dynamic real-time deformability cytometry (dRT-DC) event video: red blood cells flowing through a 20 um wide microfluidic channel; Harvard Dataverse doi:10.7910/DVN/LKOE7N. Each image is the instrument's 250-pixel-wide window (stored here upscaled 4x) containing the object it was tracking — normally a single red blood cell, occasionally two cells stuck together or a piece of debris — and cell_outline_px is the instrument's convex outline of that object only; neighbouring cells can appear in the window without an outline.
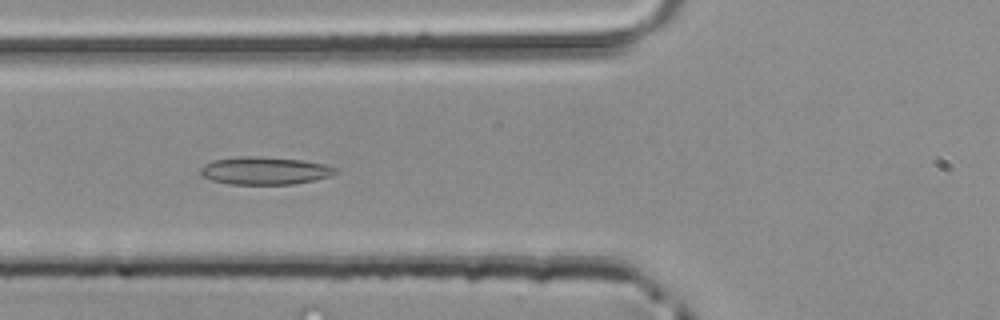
{"species": "common noctule bat (a hibernating species)", "species_latin": "Nyctalus noctula", "temperature_condition": "room temperature", "stored_images_in_passage": 32, "camera_frame_rate_fps": 3000, "um_per_image_px": 0.085, "animal": {"sex": "male", "body_mass_g": 20.4}, "frame": {"image": 1, "passage_image": 3, "time_ms": 0.667, "image_size_px": [1000, 320], "cell_outline_px": [[340, 172], [332, 176], [316, 180], [292, 184], [228, 184], [212, 180], [204, 176], [200, 172], [200, 168], [204, 164], [212, 160], [240, 156], [244, 156], [300, 160], [324, 164], [336, 168]], "centroid_in_image_um": [22.52, 14.52], "position_along_channel_um": 103.3, "area_um2": 21.68}}
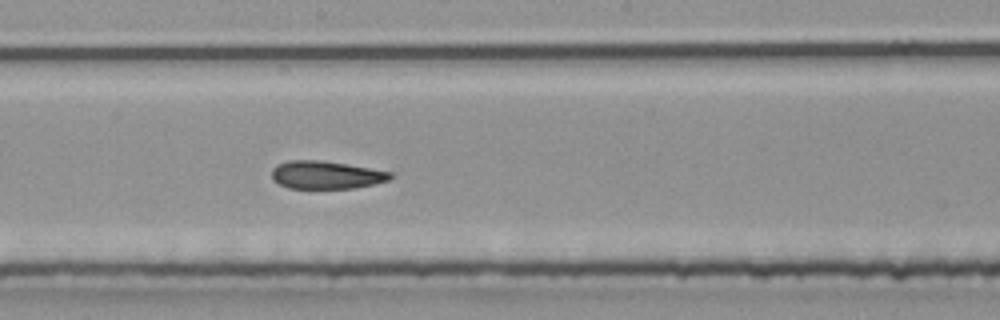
{"frame": {"image": 2, "passage_image": 11, "time_ms": 3.333, "image_size_px": [1000, 320], "cell_outline_px": [[392, 180], [376, 184], [356, 188], [288, 188], [272, 180], [272, 168], [276, 164], [288, 160], [320, 160], [348, 164], [392, 172]], "centroid_in_image_um": [27.73, 14.87], "position_along_channel_um": 220.5, "area_um2": 19.54}}
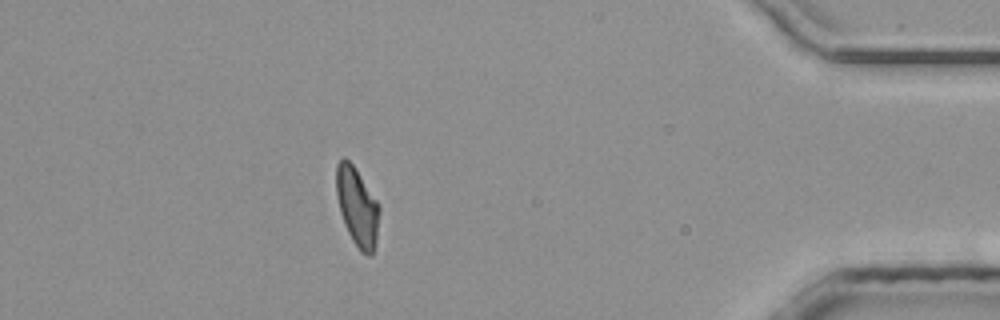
{"frame": {"image": 3, "passage_image": 27, "time_ms": 8.667, "image_size_px": [1000, 320], "cell_outline_px": [[380, 212], [376, 240], [372, 256], [368, 256], [360, 252], [352, 240], [348, 232], [340, 212], [336, 196], [336, 164], [344, 156], [352, 164], [380, 204]], "centroid_in_image_um": [30.37, 17.59], "position_along_channel_um": 404.8, "area_um2": 19.83}}